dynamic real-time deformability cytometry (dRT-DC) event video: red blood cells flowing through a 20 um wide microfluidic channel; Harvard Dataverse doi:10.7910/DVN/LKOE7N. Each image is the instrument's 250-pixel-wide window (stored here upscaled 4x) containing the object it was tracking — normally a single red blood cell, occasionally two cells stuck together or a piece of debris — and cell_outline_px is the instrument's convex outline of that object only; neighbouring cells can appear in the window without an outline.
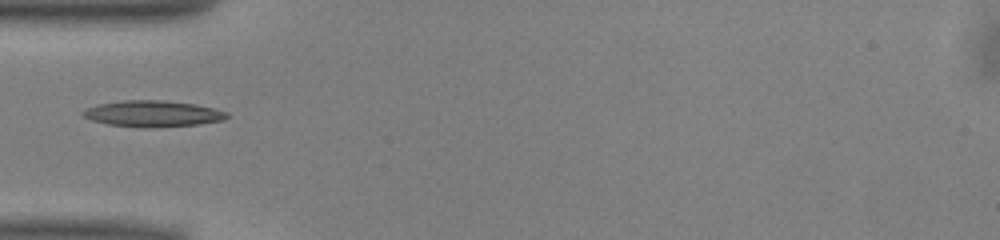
{"species": "common noctule bat (a hibernating species)", "species_latin": "Nyctalus noctula", "temperature_condition": "warm", "stored_images_in_passage": 12, "camera_frame_rate_fps": 3000, "um_per_image_px": 0.085, "animal": {"sex": "male", "body_mass_g": 13.0, "forearm_length_mm": 53.1}, "frame": {"image": 1, "passage_image": 1, "time_ms": 0.0, "image_size_px": [1000, 240], "cell_outline_px": [[228, 116], [224, 120], [200, 124], [144, 128], [108, 124], [92, 120], [84, 116], [80, 112], [96, 104], [124, 100], [164, 100], [196, 104], [228, 112]], "centroid_in_image_um": [12.99, 9.66], "position_along_channel_um": 72.0, "area_um2": 21.96}}
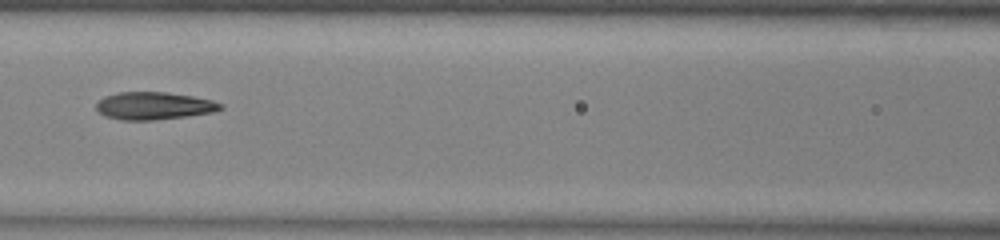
{"frame": {"image": 2, "passage_image": 7, "time_ms": 2.0, "image_size_px": [1000, 240], "cell_outline_px": [[224, 108], [212, 112], [184, 116], [152, 120], [124, 120], [108, 116], [100, 112], [96, 108], [96, 104], [104, 96], [120, 92], [164, 92], [192, 96], [212, 100], [224, 104]], "centroid_in_image_um": [13.11, 8.98], "position_along_channel_um": 153.5, "area_um2": 19.65}}
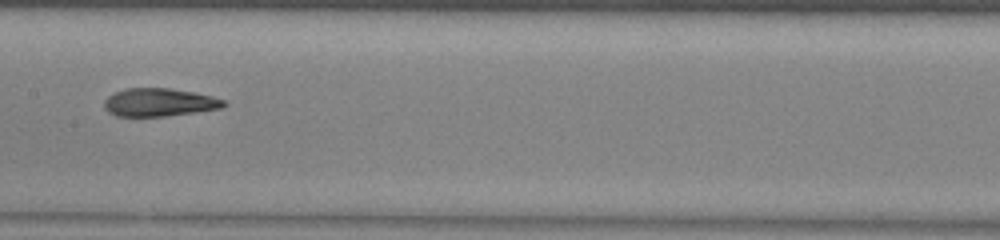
{"frame": {"image": 3, "passage_image": 10, "time_ms": 3.0, "image_size_px": [1000, 240], "cell_outline_px": [[228, 104], [220, 108], [164, 116], [116, 116], [108, 112], [104, 108], [104, 100], [108, 96], [124, 88], [168, 88], [192, 92], [212, 96], [224, 100]], "centroid_in_image_um": [13.49, 8.69], "position_along_channel_um": 193.9, "area_um2": 19.36}}